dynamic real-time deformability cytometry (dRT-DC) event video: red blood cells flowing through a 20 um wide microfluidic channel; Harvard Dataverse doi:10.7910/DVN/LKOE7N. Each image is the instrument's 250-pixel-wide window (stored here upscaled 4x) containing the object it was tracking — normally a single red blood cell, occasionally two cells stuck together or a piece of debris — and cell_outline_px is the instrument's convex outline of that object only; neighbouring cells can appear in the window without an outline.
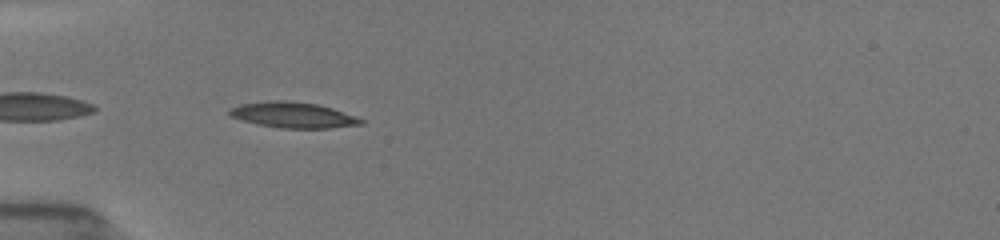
{"species": "common noctule bat (a hibernating species)", "species_latin": "Nyctalus noctula", "temperature_condition": "room temperature", "stored_images_in_passage": 53, "camera_frame_rate_fps": 3000, "um_per_image_px": 0.085, "animal": {"sex": "female", "body_mass_g": 19.5, "forearm_length_mm": 54.1}, "frame": {"image": 1, "passage_image": 6, "time_ms": 2.333, "image_size_px": [1000, 240], "cell_outline_px": [[364, 124], [332, 128], [280, 128], [256, 124], [240, 120], [228, 116], [228, 108], [240, 104], [268, 100], [288, 100], [320, 104], [332, 108], [364, 120]], "centroid_in_image_um": [24.85, 9.77], "position_along_channel_um": 60.2, "area_um2": 20.0}}
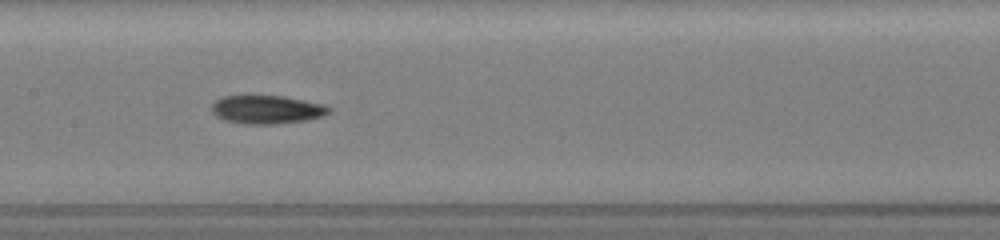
{"frame": {"image": 2, "passage_image": 19, "time_ms": 5.667, "image_size_px": [1000, 240], "cell_outline_px": [[332, 112], [324, 116], [308, 120], [276, 124], [244, 124], [224, 120], [216, 116], [212, 112], [212, 104], [220, 96], [284, 96], [324, 104], [332, 108]], "centroid_in_image_um": [22.72, 9.32], "position_along_channel_um": 184.7, "area_um2": 19.65}}
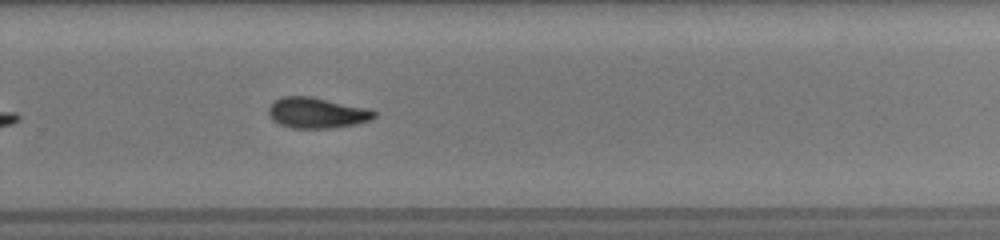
{"frame": {"image": 3, "passage_image": 34, "time_ms": 8.667, "image_size_px": [1000, 240], "cell_outline_px": [[380, 112], [372, 120], [356, 124], [332, 128], [292, 128], [280, 124], [272, 120], [268, 116], [268, 108], [276, 100], [284, 96], [312, 96], [372, 108]], "centroid_in_image_um": [27.02, 9.58], "position_along_channel_um": 302.8, "area_um2": 19.36}}